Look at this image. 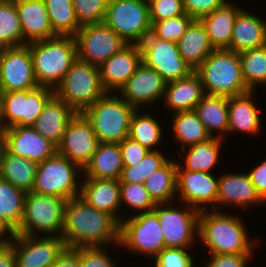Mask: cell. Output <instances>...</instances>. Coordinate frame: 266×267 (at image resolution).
<instances>
[{"label": "cell", "instance_id": "cell-35", "mask_svg": "<svg viewBox=\"0 0 266 267\" xmlns=\"http://www.w3.org/2000/svg\"><path fill=\"white\" fill-rule=\"evenodd\" d=\"M173 114L171 118L173 122L170 125L171 134H173V140L181 146V150L212 138L195 110Z\"/></svg>", "mask_w": 266, "mask_h": 267}, {"label": "cell", "instance_id": "cell-44", "mask_svg": "<svg viewBox=\"0 0 266 267\" xmlns=\"http://www.w3.org/2000/svg\"><path fill=\"white\" fill-rule=\"evenodd\" d=\"M193 20L185 13L169 19L151 22V34L161 40L177 43Z\"/></svg>", "mask_w": 266, "mask_h": 267}, {"label": "cell", "instance_id": "cell-9", "mask_svg": "<svg viewBox=\"0 0 266 267\" xmlns=\"http://www.w3.org/2000/svg\"><path fill=\"white\" fill-rule=\"evenodd\" d=\"M103 23L128 44H140L151 33L148 0H108Z\"/></svg>", "mask_w": 266, "mask_h": 267}, {"label": "cell", "instance_id": "cell-15", "mask_svg": "<svg viewBox=\"0 0 266 267\" xmlns=\"http://www.w3.org/2000/svg\"><path fill=\"white\" fill-rule=\"evenodd\" d=\"M0 78L2 93L35 89L33 60L29 46L0 48Z\"/></svg>", "mask_w": 266, "mask_h": 267}, {"label": "cell", "instance_id": "cell-17", "mask_svg": "<svg viewBox=\"0 0 266 267\" xmlns=\"http://www.w3.org/2000/svg\"><path fill=\"white\" fill-rule=\"evenodd\" d=\"M219 177L214 173L177 170L178 205L184 203L199 211L216 210ZM210 206V207H209Z\"/></svg>", "mask_w": 266, "mask_h": 267}, {"label": "cell", "instance_id": "cell-40", "mask_svg": "<svg viewBox=\"0 0 266 267\" xmlns=\"http://www.w3.org/2000/svg\"><path fill=\"white\" fill-rule=\"evenodd\" d=\"M23 45V35L14 0H0V48Z\"/></svg>", "mask_w": 266, "mask_h": 267}, {"label": "cell", "instance_id": "cell-26", "mask_svg": "<svg viewBox=\"0 0 266 267\" xmlns=\"http://www.w3.org/2000/svg\"><path fill=\"white\" fill-rule=\"evenodd\" d=\"M206 95L199 75L193 71L189 76L166 83L164 106L169 112L194 110Z\"/></svg>", "mask_w": 266, "mask_h": 267}, {"label": "cell", "instance_id": "cell-52", "mask_svg": "<svg viewBox=\"0 0 266 267\" xmlns=\"http://www.w3.org/2000/svg\"><path fill=\"white\" fill-rule=\"evenodd\" d=\"M261 163V164H260ZM247 171L260 198L266 203V159Z\"/></svg>", "mask_w": 266, "mask_h": 267}, {"label": "cell", "instance_id": "cell-27", "mask_svg": "<svg viewBox=\"0 0 266 267\" xmlns=\"http://www.w3.org/2000/svg\"><path fill=\"white\" fill-rule=\"evenodd\" d=\"M77 112L55 95L47 102L33 127L58 147L70 120Z\"/></svg>", "mask_w": 266, "mask_h": 267}, {"label": "cell", "instance_id": "cell-34", "mask_svg": "<svg viewBox=\"0 0 266 267\" xmlns=\"http://www.w3.org/2000/svg\"><path fill=\"white\" fill-rule=\"evenodd\" d=\"M38 164L30 159L0 150V178L23 191L31 192Z\"/></svg>", "mask_w": 266, "mask_h": 267}, {"label": "cell", "instance_id": "cell-7", "mask_svg": "<svg viewBox=\"0 0 266 267\" xmlns=\"http://www.w3.org/2000/svg\"><path fill=\"white\" fill-rule=\"evenodd\" d=\"M104 90L99 67L77 58L55 88L54 95L65 101L77 113L83 112L100 99Z\"/></svg>", "mask_w": 266, "mask_h": 267}, {"label": "cell", "instance_id": "cell-39", "mask_svg": "<svg viewBox=\"0 0 266 267\" xmlns=\"http://www.w3.org/2000/svg\"><path fill=\"white\" fill-rule=\"evenodd\" d=\"M243 80L251 91L266 86V45L239 53Z\"/></svg>", "mask_w": 266, "mask_h": 267}, {"label": "cell", "instance_id": "cell-37", "mask_svg": "<svg viewBox=\"0 0 266 267\" xmlns=\"http://www.w3.org/2000/svg\"><path fill=\"white\" fill-rule=\"evenodd\" d=\"M151 114L136 110L131 118L128 137L148 150L155 151L159 150L158 145H162L164 133L162 125Z\"/></svg>", "mask_w": 266, "mask_h": 267}, {"label": "cell", "instance_id": "cell-32", "mask_svg": "<svg viewBox=\"0 0 266 267\" xmlns=\"http://www.w3.org/2000/svg\"><path fill=\"white\" fill-rule=\"evenodd\" d=\"M224 139L212 137L207 141L197 143L182 149L183 163L177 158V170H190L213 173V168L219 161L221 145Z\"/></svg>", "mask_w": 266, "mask_h": 267}, {"label": "cell", "instance_id": "cell-23", "mask_svg": "<svg viewBox=\"0 0 266 267\" xmlns=\"http://www.w3.org/2000/svg\"><path fill=\"white\" fill-rule=\"evenodd\" d=\"M81 178L83 180L81 179L79 197L95 209L109 213L121 223L124 216L119 214L123 209L120 203L119 180Z\"/></svg>", "mask_w": 266, "mask_h": 267}, {"label": "cell", "instance_id": "cell-30", "mask_svg": "<svg viewBox=\"0 0 266 267\" xmlns=\"http://www.w3.org/2000/svg\"><path fill=\"white\" fill-rule=\"evenodd\" d=\"M124 164L119 143L99 142L96 152L83 168L84 178L120 180Z\"/></svg>", "mask_w": 266, "mask_h": 267}, {"label": "cell", "instance_id": "cell-13", "mask_svg": "<svg viewBox=\"0 0 266 267\" xmlns=\"http://www.w3.org/2000/svg\"><path fill=\"white\" fill-rule=\"evenodd\" d=\"M74 38L77 58L97 67L128 45L104 23L81 26Z\"/></svg>", "mask_w": 266, "mask_h": 267}, {"label": "cell", "instance_id": "cell-25", "mask_svg": "<svg viewBox=\"0 0 266 267\" xmlns=\"http://www.w3.org/2000/svg\"><path fill=\"white\" fill-rule=\"evenodd\" d=\"M256 91L228 97V133H242L257 136L261 133V119L258 106L255 104Z\"/></svg>", "mask_w": 266, "mask_h": 267}, {"label": "cell", "instance_id": "cell-36", "mask_svg": "<svg viewBox=\"0 0 266 267\" xmlns=\"http://www.w3.org/2000/svg\"><path fill=\"white\" fill-rule=\"evenodd\" d=\"M144 187L156 204L176 202L177 161L169 159L144 182Z\"/></svg>", "mask_w": 266, "mask_h": 267}, {"label": "cell", "instance_id": "cell-1", "mask_svg": "<svg viewBox=\"0 0 266 267\" xmlns=\"http://www.w3.org/2000/svg\"><path fill=\"white\" fill-rule=\"evenodd\" d=\"M61 238L69 249L120 247V223L109 213L88 205L81 197L71 198L66 203Z\"/></svg>", "mask_w": 266, "mask_h": 267}, {"label": "cell", "instance_id": "cell-3", "mask_svg": "<svg viewBox=\"0 0 266 267\" xmlns=\"http://www.w3.org/2000/svg\"><path fill=\"white\" fill-rule=\"evenodd\" d=\"M27 45L39 86L55 90L77 59L75 38L68 35H55Z\"/></svg>", "mask_w": 266, "mask_h": 267}, {"label": "cell", "instance_id": "cell-48", "mask_svg": "<svg viewBox=\"0 0 266 267\" xmlns=\"http://www.w3.org/2000/svg\"><path fill=\"white\" fill-rule=\"evenodd\" d=\"M107 248L110 246L80 247L81 267H118Z\"/></svg>", "mask_w": 266, "mask_h": 267}, {"label": "cell", "instance_id": "cell-46", "mask_svg": "<svg viewBox=\"0 0 266 267\" xmlns=\"http://www.w3.org/2000/svg\"><path fill=\"white\" fill-rule=\"evenodd\" d=\"M189 250L190 248H164L154 258V267H196L197 262H194Z\"/></svg>", "mask_w": 266, "mask_h": 267}, {"label": "cell", "instance_id": "cell-12", "mask_svg": "<svg viewBox=\"0 0 266 267\" xmlns=\"http://www.w3.org/2000/svg\"><path fill=\"white\" fill-rule=\"evenodd\" d=\"M172 203L156 204L166 248H194L198 239L199 210L184 203L183 209Z\"/></svg>", "mask_w": 266, "mask_h": 267}, {"label": "cell", "instance_id": "cell-51", "mask_svg": "<svg viewBox=\"0 0 266 267\" xmlns=\"http://www.w3.org/2000/svg\"><path fill=\"white\" fill-rule=\"evenodd\" d=\"M228 2L229 0H183L185 13L196 20L212 13Z\"/></svg>", "mask_w": 266, "mask_h": 267}, {"label": "cell", "instance_id": "cell-41", "mask_svg": "<svg viewBox=\"0 0 266 267\" xmlns=\"http://www.w3.org/2000/svg\"><path fill=\"white\" fill-rule=\"evenodd\" d=\"M26 192L0 178V216L16 231L20 227Z\"/></svg>", "mask_w": 266, "mask_h": 267}, {"label": "cell", "instance_id": "cell-2", "mask_svg": "<svg viewBox=\"0 0 266 267\" xmlns=\"http://www.w3.org/2000/svg\"><path fill=\"white\" fill-rule=\"evenodd\" d=\"M208 211L199 212L198 238L209 254L254 253L256 246H259V237L253 240L249 237L245 222L239 214Z\"/></svg>", "mask_w": 266, "mask_h": 267}, {"label": "cell", "instance_id": "cell-38", "mask_svg": "<svg viewBox=\"0 0 266 267\" xmlns=\"http://www.w3.org/2000/svg\"><path fill=\"white\" fill-rule=\"evenodd\" d=\"M56 35L75 36L81 28L72 0H43Z\"/></svg>", "mask_w": 266, "mask_h": 267}, {"label": "cell", "instance_id": "cell-18", "mask_svg": "<svg viewBox=\"0 0 266 267\" xmlns=\"http://www.w3.org/2000/svg\"><path fill=\"white\" fill-rule=\"evenodd\" d=\"M98 144L90 121L79 112L66 127L57 152L83 169L96 152Z\"/></svg>", "mask_w": 266, "mask_h": 267}, {"label": "cell", "instance_id": "cell-29", "mask_svg": "<svg viewBox=\"0 0 266 267\" xmlns=\"http://www.w3.org/2000/svg\"><path fill=\"white\" fill-rule=\"evenodd\" d=\"M266 45V20L244 8L238 13L233 26L228 50L240 53Z\"/></svg>", "mask_w": 266, "mask_h": 267}, {"label": "cell", "instance_id": "cell-5", "mask_svg": "<svg viewBox=\"0 0 266 267\" xmlns=\"http://www.w3.org/2000/svg\"><path fill=\"white\" fill-rule=\"evenodd\" d=\"M136 110L118 94L106 92L82 113L90 121L99 142L120 143L129 135Z\"/></svg>", "mask_w": 266, "mask_h": 267}, {"label": "cell", "instance_id": "cell-8", "mask_svg": "<svg viewBox=\"0 0 266 267\" xmlns=\"http://www.w3.org/2000/svg\"><path fill=\"white\" fill-rule=\"evenodd\" d=\"M82 174L83 169L57 152L38 164L32 192L67 200L79 197Z\"/></svg>", "mask_w": 266, "mask_h": 267}, {"label": "cell", "instance_id": "cell-24", "mask_svg": "<svg viewBox=\"0 0 266 267\" xmlns=\"http://www.w3.org/2000/svg\"><path fill=\"white\" fill-rule=\"evenodd\" d=\"M14 2L21 23L23 45L56 35L43 0H14Z\"/></svg>", "mask_w": 266, "mask_h": 267}, {"label": "cell", "instance_id": "cell-19", "mask_svg": "<svg viewBox=\"0 0 266 267\" xmlns=\"http://www.w3.org/2000/svg\"><path fill=\"white\" fill-rule=\"evenodd\" d=\"M166 83L155 69L142 62L117 94L128 104L141 110L164 99Z\"/></svg>", "mask_w": 266, "mask_h": 267}, {"label": "cell", "instance_id": "cell-4", "mask_svg": "<svg viewBox=\"0 0 266 267\" xmlns=\"http://www.w3.org/2000/svg\"><path fill=\"white\" fill-rule=\"evenodd\" d=\"M195 72L207 95L231 97L250 91L242 77L239 53L234 51L213 50Z\"/></svg>", "mask_w": 266, "mask_h": 267}, {"label": "cell", "instance_id": "cell-11", "mask_svg": "<svg viewBox=\"0 0 266 267\" xmlns=\"http://www.w3.org/2000/svg\"><path fill=\"white\" fill-rule=\"evenodd\" d=\"M120 223V248L155 258L165 247L157 214L154 211L130 217L124 215ZM127 216V217H126Z\"/></svg>", "mask_w": 266, "mask_h": 267}, {"label": "cell", "instance_id": "cell-42", "mask_svg": "<svg viewBox=\"0 0 266 267\" xmlns=\"http://www.w3.org/2000/svg\"><path fill=\"white\" fill-rule=\"evenodd\" d=\"M169 159L161 150L149 151L140 164L123 167L119 183L144 184L145 180Z\"/></svg>", "mask_w": 266, "mask_h": 267}, {"label": "cell", "instance_id": "cell-54", "mask_svg": "<svg viewBox=\"0 0 266 267\" xmlns=\"http://www.w3.org/2000/svg\"><path fill=\"white\" fill-rule=\"evenodd\" d=\"M16 235V230L0 216V246L9 245Z\"/></svg>", "mask_w": 266, "mask_h": 267}, {"label": "cell", "instance_id": "cell-14", "mask_svg": "<svg viewBox=\"0 0 266 267\" xmlns=\"http://www.w3.org/2000/svg\"><path fill=\"white\" fill-rule=\"evenodd\" d=\"M139 45L142 62L155 69L166 82L183 79L193 72L181 57L177 43L161 40L150 33Z\"/></svg>", "mask_w": 266, "mask_h": 267}, {"label": "cell", "instance_id": "cell-57", "mask_svg": "<svg viewBox=\"0 0 266 267\" xmlns=\"http://www.w3.org/2000/svg\"><path fill=\"white\" fill-rule=\"evenodd\" d=\"M2 94L1 78H0V95Z\"/></svg>", "mask_w": 266, "mask_h": 267}, {"label": "cell", "instance_id": "cell-45", "mask_svg": "<svg viewBox=\"0 0 266 267\" xmlns=\"http://www.w3.org/2000/svg\"><path fill=\"white\" fill-rule=\"evenodd\" d=\"M80 26L103 23L108 0H72Z\"/></svg>", "mask_w": 266, "mask_h": 267}, {"label": "cell", "instance_id": "cell-43", "mask_svg": "<svg viewBox=\"0 0 266 267\" xmlns=\"http://www.w3.org/2000/svg\"><path fill=\"white\" fill-rule=\"evenodd\" d=\"M120 203L121 207L126 205L136 211L132 215L153 211L156 206L144 184L140 183H120Z\"/></svg>", "mask_w": 266, "mask_h": 267}, {"label": "cell", "instance_id": "cell-21", "mask_svg": "<svg viewBox=\"0 0 266 267\" xmlns=\"http://www.w3.org/2000/svg\"><path fill=\"white\" fill-rule=\"evenodd\" d=\"M244 172H229L219 176L216 211H220L223 208L221 206L225 208L234 205L244 210L249 206L266 205L256 192L249 174Z\"/></svg>", "mask_w": 266, "mask_h": 267}, {"label": "cell", "instance_id": "cell-31", "mask_svg": "<svg viewBox=\"0 0 266 267\" xmlns=\"http://www.w3.org/2000/svg\"><path fill=\"white\" fill-rule=\"evenodd\" d=\"M181 57L195 71L214 50L200 20L194 19L177 42Z\"/></svg>", "mask_w": 266, "mask_h": 267}, {"label": "cell", "instance_id": "cell-55", "mask_svg": "<svg viewBox=\"0 0 266 267\" xmlns=\"http://www.w3.org/2000/svg\"><path fill=\"white\" fill-rule=\"evenodd\" d=\"M0 267H16L14 249L10 245L0 246Z\"/></svg>", "mask_w": 266, "mask_h": 267}, {"label": "cell", "instance_id": "cell-56", "mask_svg": "<svg viewBox=\"0 0 266 267\" xmlns=\"http://www.w3.org/2000/svg\"><path fill=\"white\" fill-rule=\"evenodd\" d=\"M2 148V134H1V130H0V150Z\"/></svg>", "mask_w": 266, "mask_h": 267}, {"label": "cell", "instance_id": "cell-50", "mask_svg": "<svg viewBox=\"0 0 266 267\" xmlns=\"http://www.w3.org/2000/svg\"><path fill=\"white\" fill-rule=\"evenodd\" d=\"M119 145L124 166L140 164L150 151L130 137H126Z\"/></svg>", "mask_w": 266, "mask_h": 267}, {"label": "cell", "instance_id": "cell-6", "mask_svg": "<svg viewBox=\"0 0 266 267\" xmlns=\"http://www.w3.org/2000/svg\"><path fill=\"white\" fill-rule=\"evenodd\" d=\"M67 201L62 197L27 192L22 221L16 233L61 237Z\"/></svg>", "mask_w": 266, "mask_h": 267}, {"label": "cell", "instance_id": "cell-53", "mask_svg": "<svg viewBox=\"0 0 266 267\" xmlns=\"http://www.w3.org/2000/svg\"><path fill=\"white\" fill-rule=\"evenodd\" d=\"M50 267H81L80 247L75 249L66 248Z\"/></svg>", "mask_w": 266, "mask_h": 267}, {"label": "cell", "instance_id": "cell-20", "mask_svg": "<svg viewBox=\"0 0 266 267\" xmlns=\"http://www.w3.org/2000/svg\"><path fill=\"white\" fill-rule=\"evenodd\" d=\"M2 147L11 155L41 163L57 153V146L33 126H12L1 130Z\"/></svg>", "mask_w": 266, "mask_h": 267}, {"label": "cell", "instance_id": "cell-33", "mask_svg": "<svg viewBox=\"0 0 266 267\" xmlns=\"http://www.w3.org/2000/svg\"><path fill=\"white\" fill-rule=\"evenodd\" d=\"M194 110L211 137L226 139L223 137L228 134V97L206 94Z\"/></svg>", "mask_w": 266, "mask_h": 267}, {"label": "cell", "instance_id": "cell-22", "mask_svg": "<svg viewBox=\"0 0 266 267\" xmlns=\"http://www.w3.org/2000/svg\"><path fill=\"white\" fill-rule=\"evenodd\" d=\"M142 63L139 44H128L99 66L101 84L106 92L118 93Z\"/></svg>", "mask_w": 266, "mask_h": 267}, {"label": "cell", "instance_id": "cell-28", "mask_svg": "<svg viewBox=\"0 0 266 267\" xmlns=\"http://www.w3.org/2000/svg\"><path fill=\"white\" fill-rule=\"evenodd\" d=\"M242 6L232 4L231 0L212 13L201 17L210 44L214 50L229 49L233 34V26Z\"/></svg>", "mask_w": 266, "mask_h": 267}, {"label": "cell", "instance_id": "cell-10", "mask_svg": "<svg viewBox=\"0 0 266 267\" xmlns=\"http://www.w3.org/2000/svg\"><path fill=\"white\" fill-rule=\"evenodd\" d=\"M53 96V89L42 86L2 93L0 95V130L12 126H33Z\"/></svg>", "mask_w": 266, "mask_h": 267}, {"label": "cell", "instance_id": "cell-47", "mask_svg": "<svg viewBox=\"0 0 266 267\" xmlns=\"http://www.w3.org/2000/svg\"><path fill=\"white\" fill-rule=\"evenodd\" d=\"M151 22L185 14L183 0H148Z\"/></svg>", "mask_w": 266, "mask_h": 267}, {"label": "cell", "instance_id": "cell-16", "mask_svg": "<svg viewBox=\"0 0 266 267\" xmlns=\"http://www.w3.org/2000/svg\"><path fill=\"white\" fill-rule=\"evenodd\" d=\"M16 267H50L67 248L61 237L17 234L9 244Z\"/></svg>", "mask_w": 266, "mask_h": 267}, {"label": "cell", "instance_id": "cell-49", "mask_svg": "<svg viewBox=\"0 0 266 267\" xmlns=\"http://www.w3.org/2000/svg\"><path fill=\"white\" fill-rule=\"evenodd\" d=\"M254 253H236V254H210L202 267H247L249 261L254 258ZM253 257V258H252ZM209 261V262H208Z\"/></svg>", "mask_w": 266, "mask_h": 267}]
</instances>
